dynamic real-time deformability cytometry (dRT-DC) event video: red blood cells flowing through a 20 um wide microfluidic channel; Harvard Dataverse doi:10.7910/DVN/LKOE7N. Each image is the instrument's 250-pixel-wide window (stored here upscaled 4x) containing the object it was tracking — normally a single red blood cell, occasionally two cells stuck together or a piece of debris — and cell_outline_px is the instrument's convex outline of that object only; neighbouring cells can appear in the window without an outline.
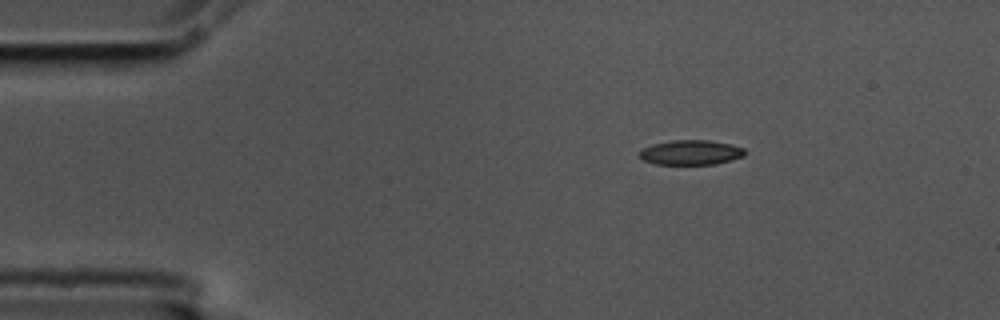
{"species": "common noctule bat (a hibernating species)", "species_latin": "Nyctalus noctula", "temperature_condition": "cold", "stored_images_in_passage": 48, "camera_frame_rate_fps": 3000, "um_per_image_px": 0.085, "animal": {"sex": "male", "body_mass_g": 17.5, "forearm_length_mm": 52.3}, "frame": {"image": 1, "passage_image": 1, "time_ms": 0.0, "image_size_px": [1000, 320], "cell_outline_px": [[744, 156], [732, 160], [716, 164], [656, 164], [644, 160], [636, 152], [640, 148], [652, 144], [672, 140], [708, 140], [732, 144], [744, 148]], "centroid_in_image_um": [58.69, 12.95], "position_along_channel_um": 26.3, "area_um2": 15.37}}
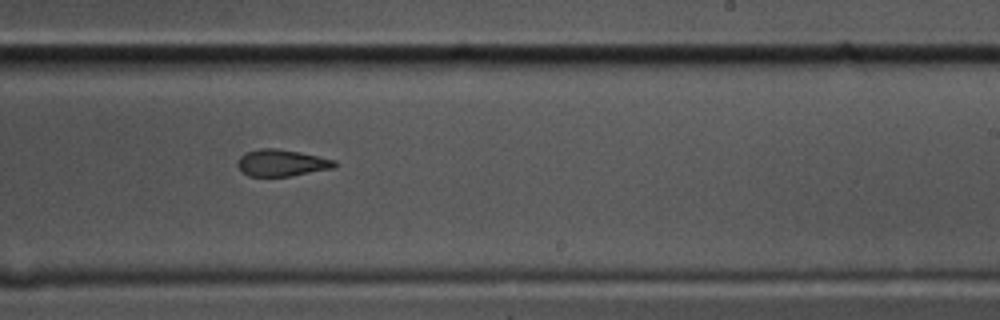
{"frame": {"image": 2, "passage_image": 26, "time_ms": 8.333, "image_size_px": [1000, 320], "cell_outline_px": [[336, 164], [332, 168], [288, 176], [248, 176], [236, 164], [236, 160], [244, 152], [260, 148], [276, 148], [300, 152], [336, 160]], "centroid_in_image_um": [23.89, 13.82], "position_along_channel_um": 265.1, "area_um2": 15.03}}
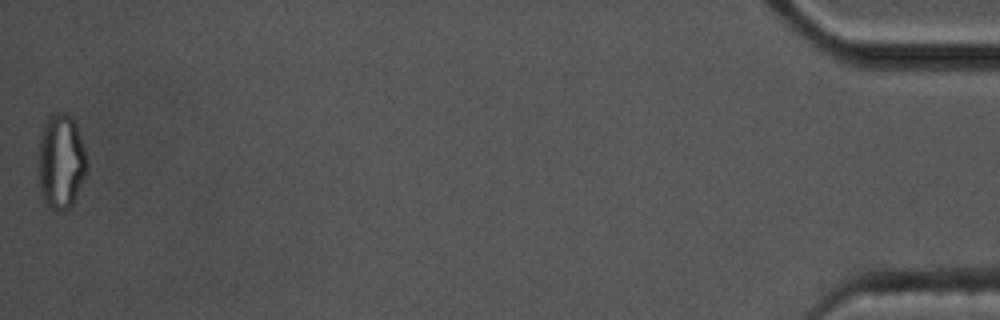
{"frame": {"image": 3, "passage_image": 48, "time_ms": 15.667, "image_size_px": [1000, 320], "cell_outline_px": [[88, 168], [72, 204], [68, 208], [60, 212], [56, 212], [48, 208], [44, 200], [40, 188], [40, 136], [44, 124], [48, 116], [52, 112], [64, 112], [72, 116], [76, 124], [84, 148], [88, 164]], "centroid_in_image_um": [5.2, 13.71], "position_along_channel_um": 430.0, "area_um2": 26.7}, "authors_computed_cell_mechanics": {"area_um2": 16.0395, "velocity_mm_per_s": 3.5802, "shape_relaxation_time_tau1_ms": null, "shape_relaxation_time_tau2_ms": 7.805, "deformation_change_tau1": null, "deformation_change_tau2": 0.1471}}